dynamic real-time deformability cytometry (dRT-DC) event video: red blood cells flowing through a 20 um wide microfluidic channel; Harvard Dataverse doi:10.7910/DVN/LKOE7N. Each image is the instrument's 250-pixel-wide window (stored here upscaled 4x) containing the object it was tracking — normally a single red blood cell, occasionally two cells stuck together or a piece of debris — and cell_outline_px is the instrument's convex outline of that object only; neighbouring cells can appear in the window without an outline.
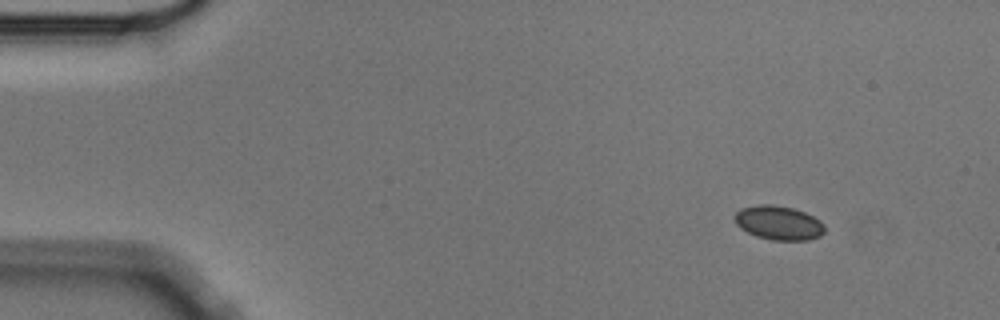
{"species": "Egyptian fruit bat (a non-hibernating species)", "species_latin": "Rousettus aegyptiacus", "temperature_condition": "cold", "stored_images_in_passage": 4, "camera_frame_rate_fps": 3000, "um_per_image_px": 0.085, "animal": {"sex": "male"}, "frame": {"image": 1, "passage_image": 1, "time_ms": 0.0, "image_size_px": [1000, 320], "cell_outline_px": [[824, 232], [820, 236], [808, 240], [772, 240], [756, 236], [740, 228], [736, 224], [732, 216], [740, 208], [760, 204], [772, 204], [792, 208], [804, 212], [820, 220], [824, 224]], "centroid_in_image_um": [66.15, 18.94], "position_along_channel_um": 18.8, "area_um2": 17.98}}
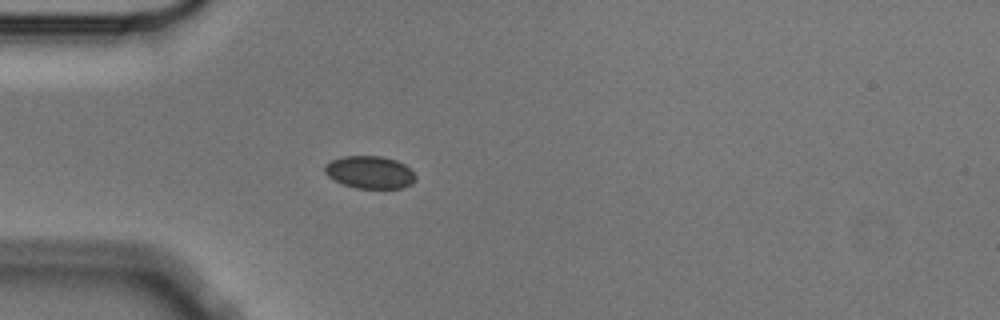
{"frame": {"image": 2, "passage_image": 4, "time_ms": 1.0, "image_size_px": [1000, 320], "cell_outline_px": [[416, 180], [412, 184], [404, 188], [356, 188], [344, 184], [328, 176], [324, 172], [324, 164], [332, 160], [344, 156], [380, 156], [396, 160], [404, 164], [416, 176]], "centroid_in_image_um": [31.44, 14.64], "position_along_channel_um": 53.6, "area_um2": 17.17}}